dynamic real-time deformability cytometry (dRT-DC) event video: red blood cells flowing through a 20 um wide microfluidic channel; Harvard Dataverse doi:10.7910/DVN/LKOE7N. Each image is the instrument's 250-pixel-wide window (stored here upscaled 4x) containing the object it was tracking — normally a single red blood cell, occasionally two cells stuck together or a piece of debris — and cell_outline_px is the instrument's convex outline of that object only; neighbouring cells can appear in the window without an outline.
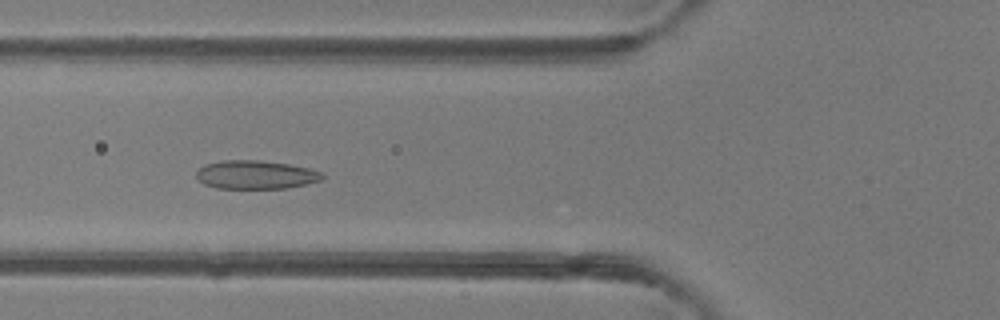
{"species": "common noctule bat (a hibernating species)", "species_latin": "Nyctalus noctula", "temperature_condition": "room temperature", "stored_images_in_passage": 49, "camera_frame_rate_fps": 3000, "um_per_image_px": 0.085, "animal": {"sex": "female"}, "frame": {"image": 1, "passage_image": 19, "time_ms": 6.0, "image_size_px": [1000, 320], "cell_outline_px": [[324, 176], [320, 180], [304, 184], [284, 188], [216, 188], [204, 184], [196, 176], [196, 172], [204, 164], [224, 160], [260, 160], [288, 164], [308, 168], [324, 172]], "centroid_in_image_um": [21.72, 14.84], "position_along_channel_um": 104.1, "area_um2": 20.81}}
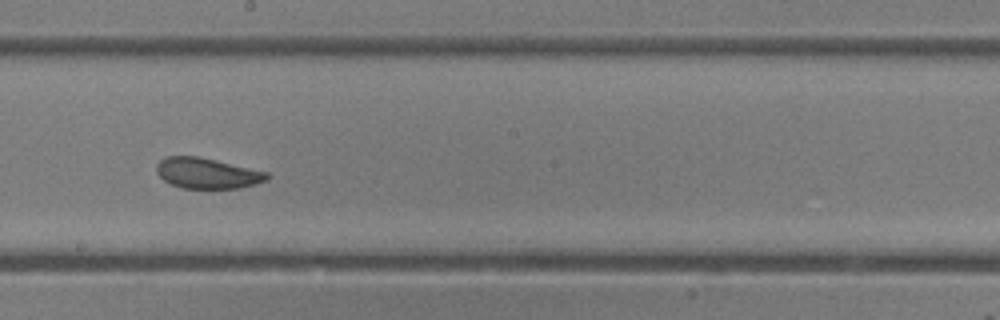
{"frame": {"image": 2, "passage_image": 28, "time_ms": 9.0, "image_size_px": [1000, 320], "cell_outline_px": [[272, 176], [268, 180], [256, 184], [240, 188], [180, 188], [164, 180], [156, 172], [156, 164], [164, 156], [196, 156], [216, 160], [268, 172]], "centroid_in_image_um": [17.63, 14.72], "position_along_channel_um": 230.6, "area_um2": 19.83}}
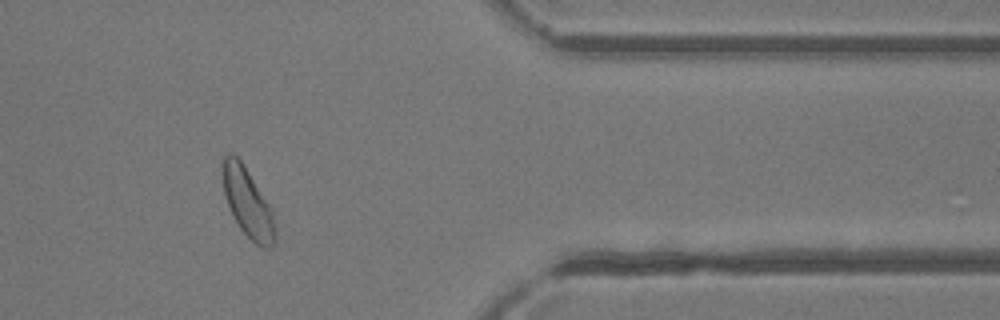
{"frame": {"image": 3, "passage_image": 41, "time_ms": 13.333, "image_size_px": [1000, 320], "cell_outline_px": [[276, 236], [272, 244], [268, 248], [264, 248], [256, 244], [240, 228], [232, 216], [224, 192], [224, 156], [228, 152], [232, 152], [240, 160], [272, 208], [276, 228]], "centroid_in_image_um": [21.09, 17.26], "position_along_channel_um": 390.3, "area_um2": 20.63}, "authors_computed_cell_mechanics": {"area_um2": 22.253, "velocity_mm_per_s": 4.2154, "shape_relaxation_time_tau1_ms": 5.2515, "shape_relaxation_time_tau2_ms": 1.2718, "deformation_change_tau1": 0.1126, "deformation_change_tau2": 0.0734}}